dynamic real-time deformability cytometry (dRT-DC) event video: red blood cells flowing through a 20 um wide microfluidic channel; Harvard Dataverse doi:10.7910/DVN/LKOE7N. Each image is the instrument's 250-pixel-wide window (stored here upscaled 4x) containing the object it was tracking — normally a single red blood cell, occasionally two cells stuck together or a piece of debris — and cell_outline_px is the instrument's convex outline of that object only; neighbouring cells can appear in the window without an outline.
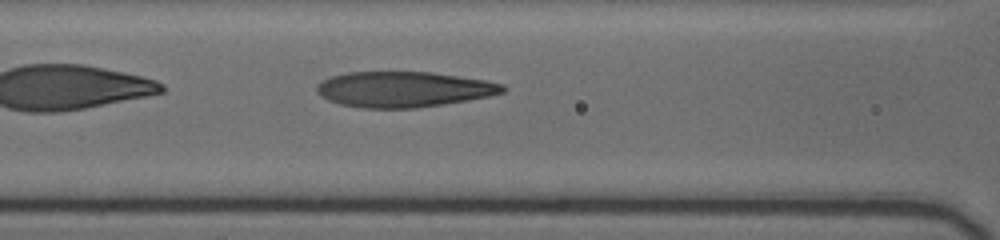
{"species": "human", "species_latin": "Homo sapiens", "temperature_condition": "cold", "stored_images_in_passage": 33, "camera_frame_rate_fps": 3000, "um_per_image_px": 0.085, "donor": {"sex": "female"}, "frame": {"image": 1, "passage_image": 12, "time_ms": 3.333, "image_size_px": [1000, 240], "cell_outline_px": [[508, 88], [504, 92], [488, 96], [468, 100], [444, 104], [416, 108], [360, 108], [340, 104], [328, 100], [320, 96], [316, 92], [316, 84], [320, 80], [332, 76], [348, 72], [432, 72], [484, 80], [504, 84]], "centroid_in_image_um": [34.28, 7.59], "position_along_channel_um": 132.3, "area_um2": 38.73}}
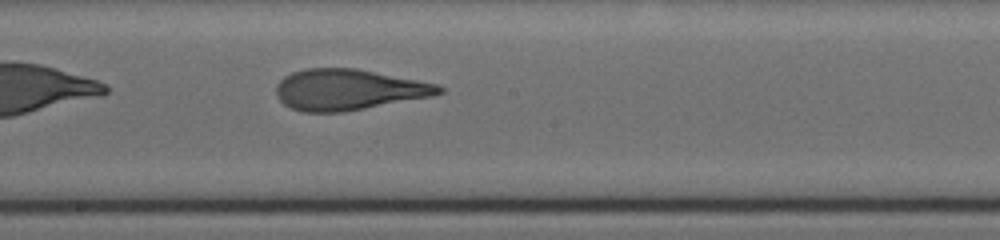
{"frame": {"image": 2, "passage_image": 20, "time_ms": 5.667, "image_size_px": [1000, 240], "cell_outline_px": [[444, 92], [432, 96], [344, 112], [300, 112], [284, 104], [276, 96], [276, 84], [284, 76], [292, 72], [308, 68], [356, 68], [440, 84], [444, 88]], "centroid_in_image_um": [29.62, 7.62], "position_along_channel_um": 218.6, "area_um2": 38.96}}
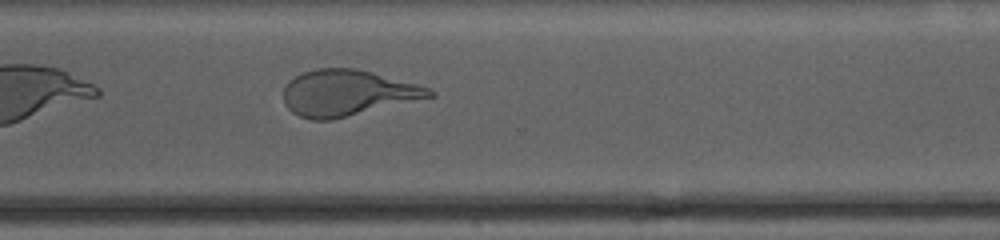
{"frame": {"image": 3, "passage_image": 31, "time_ms": 9.0, "image_size_px": [1000, 240], "cell_outline_px": [[436, 96], [332, 120], [312, 120], [300, 116], [292, 112], [284, 104], [284, 88], [288, 80], [304, 72], [316, 68], [356, 68], [372, 72], [416, 84], [428, 88], [436, 92]], "centroid_in_image_um": [29.51, 7.9], "position_along_channel_um": 341.1, "area_um2": 39.07}}